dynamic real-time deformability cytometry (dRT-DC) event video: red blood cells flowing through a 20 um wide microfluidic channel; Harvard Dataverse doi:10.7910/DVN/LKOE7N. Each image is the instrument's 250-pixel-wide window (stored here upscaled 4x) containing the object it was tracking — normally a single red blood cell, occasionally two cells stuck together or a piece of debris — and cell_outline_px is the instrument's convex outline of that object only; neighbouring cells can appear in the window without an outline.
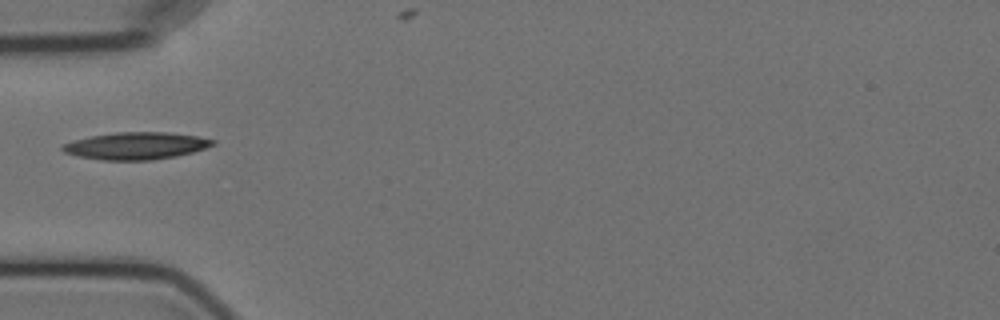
{"species": "Egyptian fruit bat (a non-hibernating species)", "species_latin": "Rousettus aegyptiacus", "temperature_condition": "cold", "stored_images_in_passage": 8, "camera_frame_rate_fps": 3000, "um_per_image_px": 0.085, "animal": {"sex": "female"}, "frame": {"image": 1, "passage_image": 5, "time_ms": 5.333, "image_size_px": [1000, 320], "cell_outline_px": [[216, 144], [192, 152], [176, 156], [152, 160], [100, 160], [80, 156], [64, 152], [60, 148], [60, 144], [72, 140], [92, 136], [116, 132], [168, 132], [196, 136], [216, 140]], "centroid_in_image_um": [11.54, 12.39], "position_along_channel_um": 73.5, "area_um2": 23.81}}
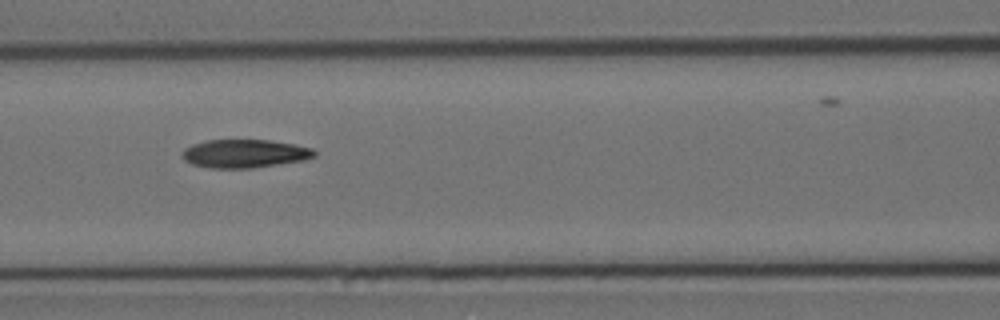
{"frame": {"image": 2, "passage_image": 7, "time_ms": 7.333, "image_size_px": [1000, 320], "cell_outline_px": [[316, 156], [304, 160], [252, 168], [208, 168], [192, 164], [184, 160], [180, 152], [184, 148], [192, 144], [208, 140], [268, 140], [292, 144], [312, 148], [316, 152]], "centroid_in_image_um": [20.75, 13.06], "position_along_channel_um": 145.8, "area_um2": 21.85}}
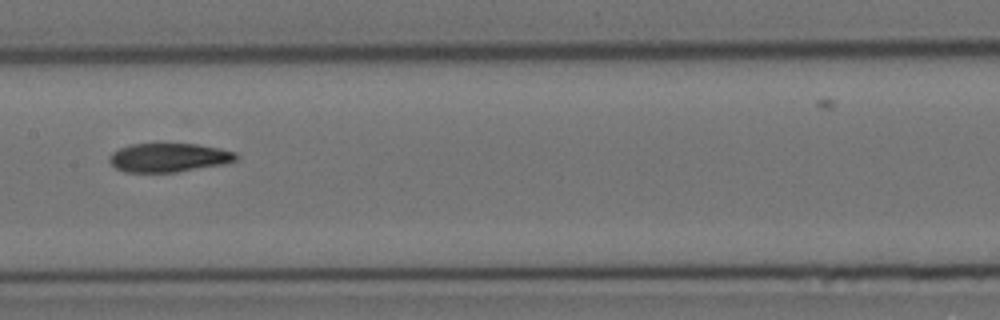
{"frame": {"image": 3, "passage_image": 8, "time_ms": 8.667, "image_size_px": [1000, 320], "cell_outline_px": [[240, 156], [236, 160], [220, 164], [176, 172], [124, 172], [116, 168], [108, 160], [108, 156], [112, 152], [120, 148], [132, 144], [196, 144], [220, 148], [236, 152]], "centroid_in_image_um": [14.32, 13.39], "position_along_channel_um": 193.1, "area_um2": 21.15}}